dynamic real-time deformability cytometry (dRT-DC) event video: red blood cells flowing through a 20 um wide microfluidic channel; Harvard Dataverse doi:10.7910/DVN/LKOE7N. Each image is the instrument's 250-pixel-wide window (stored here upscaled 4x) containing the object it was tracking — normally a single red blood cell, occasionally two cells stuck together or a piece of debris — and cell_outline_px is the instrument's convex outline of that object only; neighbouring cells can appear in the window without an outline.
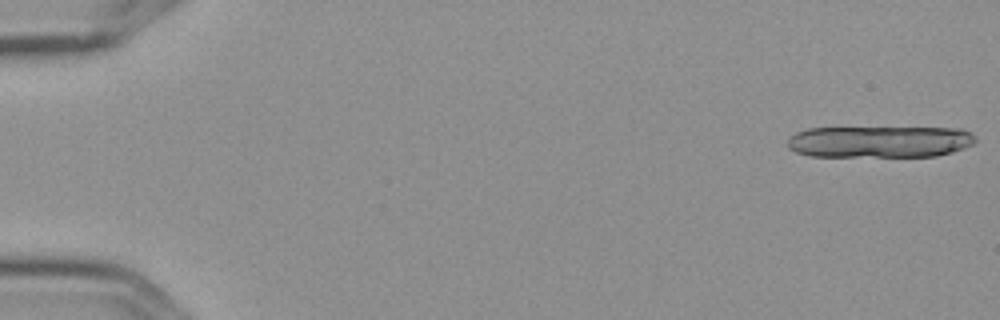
{"species": "Egyptian fruit bat (a non-hibernating species)", "species_latin": "Rousettus aegyptiacus", "temperature_condition": "cold", "stored_images_in_passage": 8, "camera_frame_rate_fps": 3000, "um_per_image_px": 0.085, "frame": {"image": 1, "passage_image": 1, "time_ms": 0.0, "image_size_px": [1000, 320], "cell_outline_px": [[976, 140], [972, 144], [964, 148], [952, 152], [936, 156], [808, 156], [796, 152], [788, 148], [788, 136], [796, 132], [808, 128], [964, 128], [972, 132], [976, 136]], "centroid_in_image_um": [74.78, 12.04], "position_along_channel_um": 10.2, "area_um2": 34.97}}
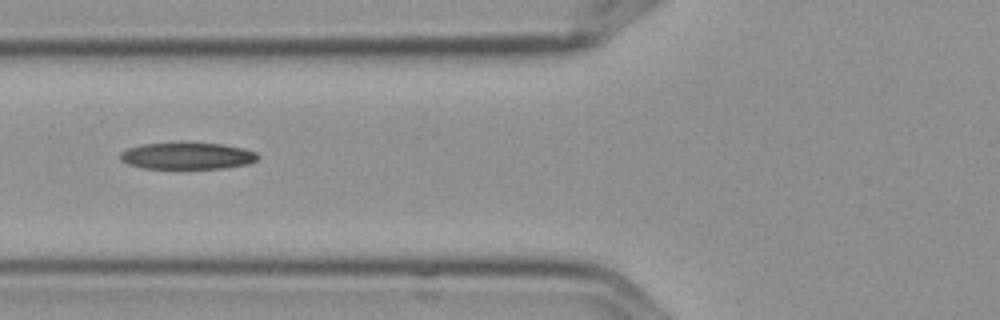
{"frame": {"image": 2, "passage_image": 7, "time_ms": 2.0, "image_size_px": [1000, 320], "cell_outline_px": [[260, 156], [256, 160], [248, 164], [224, 168], [140, 168], [128, 164], [120, 160], [120, 152], [128, 148], [144, 144], [224, 144], [244, 148], [256, 152]], "centroid_in_image_um": [15.93, 13.27], "position_along_channel_um": 109.9, "area_um2": 21.1}}
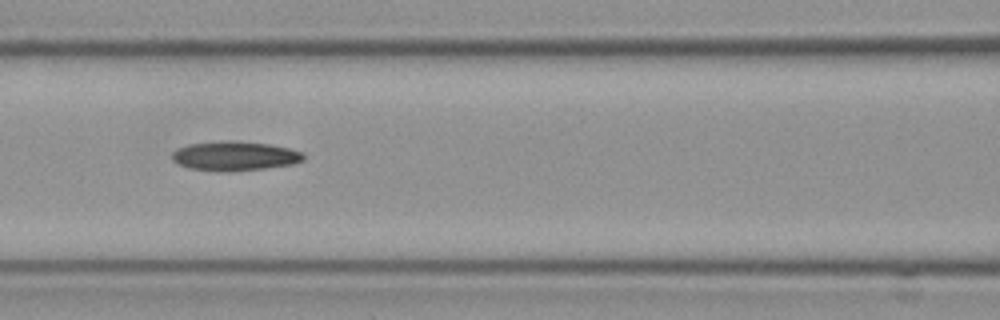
{"frame": {"image": 3, "passage_image": 8, "time_ms": 2.333, "image_size_px": [1000, 320], "cell_outline_px": [[304, 160], [292, 164], [264, 168], [228, 172], [224, 172], [188, 168], [172, 160], [172, 152], [188, 144], [268, 144], [288, 148], [304, 152]], "centroid_in_image_um": [19.99, 13.32], "position_along_channel_um": 146.6, "area_um2": 21.21}}